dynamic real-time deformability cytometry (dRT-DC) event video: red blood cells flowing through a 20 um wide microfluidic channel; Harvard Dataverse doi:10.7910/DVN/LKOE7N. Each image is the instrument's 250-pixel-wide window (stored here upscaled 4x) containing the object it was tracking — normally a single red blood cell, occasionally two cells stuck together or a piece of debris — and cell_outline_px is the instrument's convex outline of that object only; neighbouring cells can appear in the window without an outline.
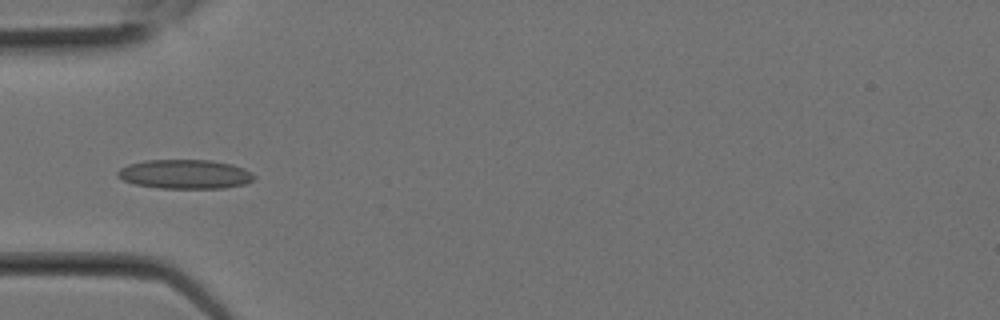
{"species": "Egyptian fruit bat (a non-hibernating species)", "species_latin": "Rousettus aegyptiacus", "temperature_condition": "room temperature", "stored_images_in_passage": 2, "camera_frame_rate_fps": 3000, "um_per_image_px": 0.085, "animal": {"sex": "female"}, "frame": {"image": 1, "passage_image": 2, "time_ms": 0.333, "image_size_px": [1000, 320], "cell_outline_px": [[256, 176], [252, 180], [244, 184], [224, 188], [160, 188], [136, 184], [124, 180], [116, 176], [116, 172], [120, 168], [128, 164], [144, 160], [212, 160], [232, 164], [244, 168]], "centroid_in_image_um": [15.71, 14.8], "position_along_channel_um": 69.3, "area_um2": 23.24}}